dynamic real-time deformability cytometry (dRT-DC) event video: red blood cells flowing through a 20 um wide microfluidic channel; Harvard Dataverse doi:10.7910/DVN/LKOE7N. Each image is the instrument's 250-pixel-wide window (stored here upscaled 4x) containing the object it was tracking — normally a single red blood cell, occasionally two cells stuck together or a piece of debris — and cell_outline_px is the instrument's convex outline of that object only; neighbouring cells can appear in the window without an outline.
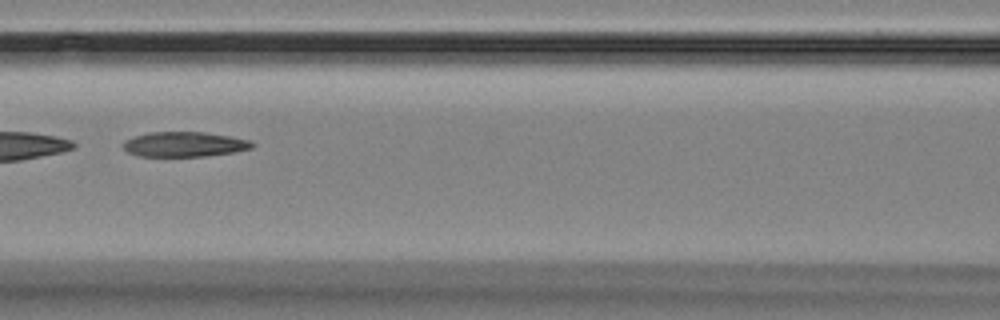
{"species": "Egyptian fruit bat (a non-hibernating species)", "species_latin": "Rousettus aegyptiacus", "temperature_condition": "room temperature", "stored_images_in_passage": 8, "camera_frame_rate_fps": 3000, "um_per_image_px": 0.085, "animal": {"sex": "female"}, "frame": {"image": 1, "passage_image": 8, "time_ms": 7.667, "image_size_px": [1000, 320], "cell_outline_px": [[256, 144], [252, 148], [236, 152], [208, 156], [136, 156], [128, 152], [124, 148], [124, 140], [132, 136], [148, 132], [204, 132], [232, 136], [252, 140]], "centroid_in_image_um": [15.72, 12.26], "position_along_channel_um": 150.9, "area_um2": 19.07}}